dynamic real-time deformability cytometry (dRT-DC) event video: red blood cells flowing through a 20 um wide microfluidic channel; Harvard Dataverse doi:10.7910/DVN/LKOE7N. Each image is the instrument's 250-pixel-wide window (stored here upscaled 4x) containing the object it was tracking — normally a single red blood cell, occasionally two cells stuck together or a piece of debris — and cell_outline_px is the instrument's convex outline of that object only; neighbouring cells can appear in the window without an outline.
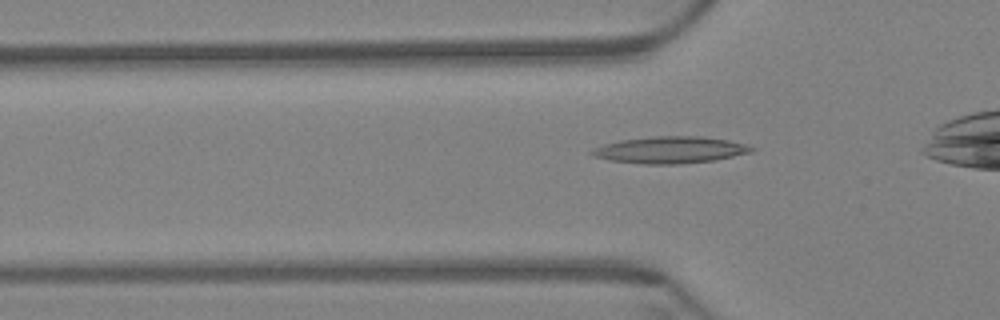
{"species": "Egyptian fruit bat (a non-hibernating species)", "species_latin": "Rousettus aegyptiacus", "temperature_condition": "warm", "stored_images_in_passage": 35, "camera_frame_rate_fps": 3000, "um_per_image_px": 0.085, "animal": {"sex": "female"}, "frame": {"image": 1, "passage_image": 6, "time_ms": 1.667, "image_size_px": [1000, 320], "cell_outline_px": [[756, 148], [752, 152], [712, 160], [676, 164], [644, 164], [608, 160], [592, 156], [588, 152], [592, 148], [604, 144], [620, 140], [652, 136], [700, 136], [728, 140], [744, 144]], "centroid_in_image_um": [56.9, 12.74], "position_along_channel_um": 68.9, "area_um2": 24.85}}
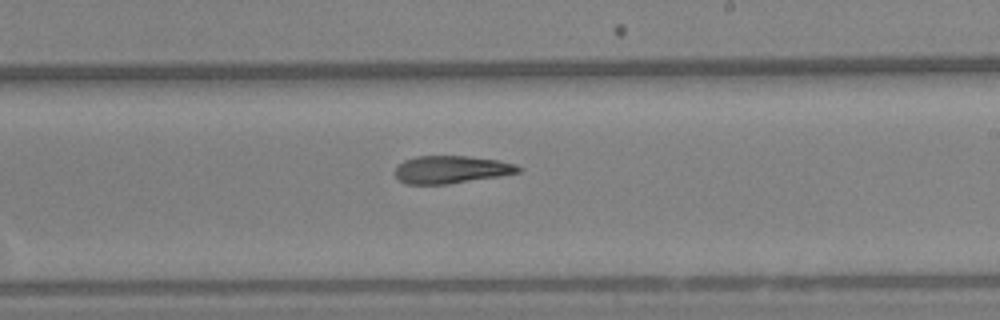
{"frame": {"image": 2, "passage_image": 22, "time_ms": 7.0, "image_size_px": [1000, 320], "cell_outline_px": [[520, 172], [500, 176], [448, 184], [404, 184], [396, 176], [396, 168], [404, 160], [416, 156], [468, 156], [496, 160], [516, 164], [520, 168]], "centroid_in_image_um": [38.35, 14.41], "position_along_channel_um": 250.7, "area_um2": 19.71}}
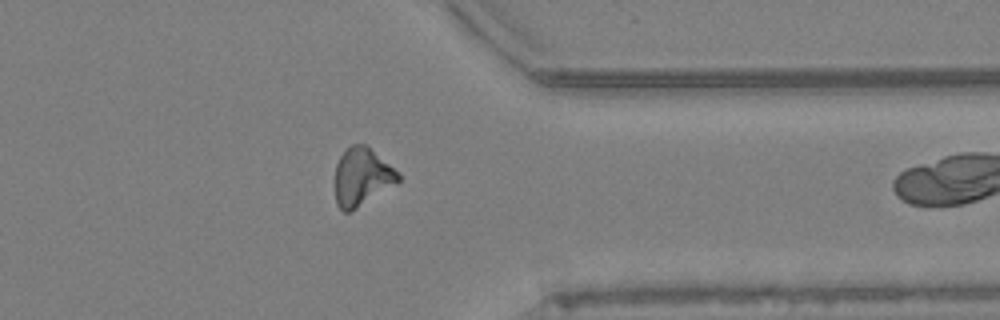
{"frame": {"image": 3, "passage_image": 34, "time_ms": 11.0, "image_size_px": [1000, 320], "cell_outline_px": [[400, 180], [352, 212], [344, 212], [336, 204], [336, 164], [340, 156], [352, 144], [364, 144], [400, 172]], "centroid_in_image_um": [30.76, 15.05], "position_along_channel_um": 380.6, "area_um2": 21.04}}